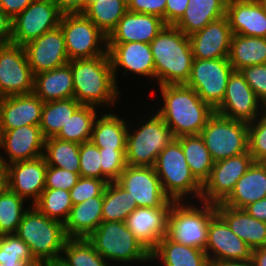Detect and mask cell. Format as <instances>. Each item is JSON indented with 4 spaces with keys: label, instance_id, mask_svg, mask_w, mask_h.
I'll return each instance as SVG.
<instances>
[{
    "label": "cell",
    "instance_id": "1",
    "mask_svg": "<svg viewBox=\"0 0 266 266\" xmlns=\"http://www.w3.org/2000/svg\"><path fill=\"white\" fill-rule=\"evenodd\" d=\"M163 105L155 112L172 131L174 138L200 135L215 110L185 84L159 86Z\"/></svg>",
    "mask_w": 266,
    "mask_h": 266
},
{
    "label": "cell",
    "instance_id": "2",
    "mask_svg": "<svg viewBox=\"0 0 266 266\" xmlns=\"http://www.w3.org/2000/svg\"><path fill=\"white\" fill-rule=\"evenodd\" d=\"M72 70L74 98L81 105L106 108L114 106L121 91L116 83L107 55L69 60ZM119 90V91H118Z\"/></svg>",
    "mask_w": 266,
    "mask_h": 266
},
{
    "label": "cell",
    "instance_id": "3",
    "mask_svg": "<svg viewBox=\"0 0 266 266\" xmlns=\"http://www.w3.org/2000/svg\"><path fill=\"white\" fill-rule=\"evenodd\" d=\"M149 44L158 85L186 84L193 61L189 36L173 25H166Z\"/></svg>",
    "mask_w": 266,
    "mask_h": 266
},
{
    "label": "cell",
    "instance_id": "4",
    "mask_svg": "<svg viewBox=\"0 0 266 266\" xmlns=\"http://www.w3.org/2000/svg\"><path fill=\"white\" fill-rule=\"evenodd\" d=\"M30 205L15 234L28 245L31 255L40 265L60 260L67 239L64 224L48 218Z\"/></svg>",
    "mask_w": 266,
    "mask_h": 266
},
{
    "label": "cell",
    "instance_id": "5",
    "mask_svg": "<svg viewBox=\"0 0 266 266\" xmlns=\"http://www.w3.org/2000/svg\"><path fill=\"white\" fill-rule=\"evenodd\" d=\"M155 172L165 195L174 202H184L191 195L200 200L202 184L192 174L180 143L174 138L157 156ZM183 200V201H182Z\"/></svg>",
    "mask_w": 266,
    "mask_h": 266
},
{
    "label": "cell",
    "instance_id": "6",
    "mask_svg": "<svg viewBox=\"0 0 266 266\" xmlns=\"http://www.w3.org/2000/svg\"><path fill=\"white\" fill-rule=\"evenodd\" d=\"M199 202L201 204L196 206L195 202L189 205L182 202L172 203L166 236L176 243L205 250L209 222L217 211L215 204Z\"/></svg>",
    "mask_w": 266,
    "mask_h": 266
},
{
    "label": "cell",
    "instance_id": "7",
    "mask_svg": "<svg viewBox=\"0 0 266 266\" xmlns=\"http://www.w3.org/2000/svg\"><path fill=\"white\" fill-rule=\"evenodd\" d=\"M87 239L108 262L123 264L151 261L150 252L135 238L125 222H102Z\"/></svg>",
    "mask_w": 266,
    "mask_h": 266
},
{
    "label": "cell",
    "instance_id": "8",
    "mask_svg": "<svg viewBox=\"0 0 266 266\" xmlns=\"http://www.w3.org/2000/svg\"><path fill=\"white\" fill-rule=\"evenodd\" d=\"M148 118L134 130L128 123L126 162L129 166L154 167L159 153L174 139L172 131L156 112Z\"/></svg>",
    "mask_w": 266,
    "mask_h": 266
},
{
    "label": "cell",
    "instance_id": "9",
    "mask_svg": "<svg viewBox=\"0 0 266 266\" xmlns=\"http://www.w3.org/2000/svg\"><path fill=\"white\" fill-rule=\"evenodd\" d=\"M69 60L107 55V36L83 13H66L60 25Z\"/></svg>",
    "mask_w": 266,
    "mask_h": 266
},
{
    "label": "cell",
    "instance_id": "10",
    "mask_svg": "<svg viewBox=\"0 0 266 266\" xmlns=\"http://www.w3.org/2000/svg\"><path fill=\"white\" fill-rule=\"evenodd\" d=\"M200 136L214 161L249 151L248 123L214 113L202 129Z\"/></svg>",
    "mask_w": 266,
    "mask_h": 266
},
{
    "label": "cell",
    "instance_id": "11",
    "mask_svg": "<svg viewBox=\"0 0 266 266\" xmlns=\"http://www.w3.org/2000/svg\"><path fill=\"white\" fill-rule=\"evenodd\" d=\"M234 71L228 58L195 59L186 86L214 110L221 104L229 76Z\"/></svg>",
    "mask_w": 266,
    "mask_h": 266
},
{
    "label": "cell",
    "instance_id": "12",
    "mask_svg": "<svg viewBox=\"0 0 266 266\" xmlns=\"http://www.w3.org/2000/svg\"><path fill=\"white\" fill-rule=\"evenodd\" d=\"M63 13L54 0H34L12 20V42L24 46L60 25Z\"/></svg>",
    "mask_w": 266,
    "mask_h": 266
},
{
    "label": "cell",
    "instance_id": "13",
    "mask_svg": "<svg viewBox=\"0 0 266 266\" xmlns=\"http://www.w3.org/2000/svg\"><path fill=\"white\" fill-rule=\"evenodd\" d=\"M34 74L23 46L0 45V94L5 97L33 93Z\"/></svg>",
    "mask_w": 266,
    "mask_h": 266
},
{
    "label": "cell",
    "instance_id": "14",
    "mask_svg": "<svg viewBox=\"0 0 266 266\" xmlns=\"http://www.w3.org/2000/svg\"><path fill=\"white\" fill-rule=\"evenodd\" d=\"M253 162L249 151L215 161L209 178L202 185L200 201L215 205L222 203Z\"/></svg>",
    "mask_w": 266,
    "mask_h": 266
},
{
    "label": "cell",
    "instance_id": "15",
    "mask_svg": "<svg viewBox=\"0 0 266 266\" xmlns=\"http://www.w3.org/2000/svg\"><path fill=\"white\" fill-rule=\"evenodd\" d=\"M117 182L128 192L137 207H171L154 167L127 165Z\"/></svg>",
    "mask_w": 266,
    "mask_h": 266
},
{
    "label": "cell",
    "instance_id": "16",
    "mask_svg": "<svg viewBox=\"0 0 266 266\" xmlns=\"http://www.w3.org/2000/svg\"><path fill=\"white\" fill-rule=\"evenodd\" d=\"M215 112L233 120L252 122L261 114V101L240 71L229 76L221 104Z\"/></svg>",
    "mask_w": 266,
    "mask_h": 266
},
{
    "label": "cell",
    "instance_id": "17",
    "mask_svg": "<svg viewBox=\"0 0 266 266\" xmlns=\"http://www.w3.org/2000/svg\"><path fill=\"white\" fill-rule=\"evenodd\" d=\"M45 138L39 125H25L12 130H0V148L8 158L0 153L3 166L19 161H28L43 156Z\"/></svg>",
    "mask_w": 266,
    "mask_h": 266
},
{
    "label": "cell",
    "instance_id": "18",
    "mask_svg": "<svg viewBox=\"0 0 266 266\" xmlns=\"http://www.w3.org/2000/svg\"><path fill=\"white\" fill-rule=\"evenodd\" d=\"M204 251L210 261H252L253 249L235 235L225 220L216 213L209 222Z\"/></svg>",
    "mask_w": 266,
    "mask_h": 266
},
{
    "label": "cell",
    "instance_id": "19",
    "mask_svg": "<svg viewBox=\"0 0 266 266\" xmlns=\"http://www.w3.org/2000/svg\"><path fill=\"white\" fill-rule=\"evenodd\" d=\"M23 47L34 75L69 63L64 35L60 27L44 33Z\"/></svg>",
    "mask_w": 266,
    "mask_h": 266
},
{
    "label": "cell",
    "instance_id": "20",
    "mask_svg": "<svg viewBox=\"0 0 266 266\" xmlns=\"http://www.w3.org/2000/svg\"><path fill=\"white\" fill-rule=\"evenodd\" d=\"M107 53L117 83L118 70L155 79V66L150 44L143 42L107 43Z\"/></svg>",
    "mask_w": 266,
    "mask_h": 266
},
{
    "label": "cell",
    "instance_id": "21",
    "mask_svg": "<svg viewBox=\"0 0 266 266\" xmlns=\"http://www.w3.org/2000/svg\"><path fill=\"white\" fill-rule=\"evenodd\" d=\"M4 167L7 188L26 200L32 199L33 205L45 189L48 167L45 158L42 156L34 160L19 161Z\"/></svg>",
    "mask_w": 266,
    "mask_h": 266
},
{
    "label": "cell",
    "instance_id": "22",
    "mask_svg": "<svg viewBox=\"0 0 266 266\" xmlns=\"http://www.w3.org/2000/svg\"><path fill=\"white\" fill-rule=\"evenodd\" d=\"M170 209L171 207H137L125 220L127 228L150 253L167 235Z\"/></svg>",
    "mask_w": 266,
    "mask_h": 266
},
{
    "label": "cell",
    "instance_id": "23",
    "mask_svg": "<svg viewBox=\"0 0 266 266\" xmlns=\"http://www.w3.org/2000/svg\"><path fill=\"white\" fill-rule=\"evenodd\" d=\"M232 35L226 15L210 22L203 29L189 36L193 58H228Z\"/></svg>",
    "mask_w": 266,
    "mask_h": 266
},
{
    "label": "cell",
    "instance_id": "24",
    "mask_svg": "<svg viewBox=\"0 0 266 266\" xmlns=\"http://www.w3.org/2000/svg\"><path fill=\"white\" fill-rule=\"evenodd\" d=\"M166 26L156 15L127 11L107 37V43H150Z\"/></svg>",
    "mask_w": 266,
    "mask_h": 266
},
{
    "label": "cell",
    "instance_id": "25",
    "mask_svg": "<svg viewBox=\"0 0 266 266\" xmlns=\"http://www.w3.org/2000/svg\"><path fill=\"white\" fill-rule=\"evenodd\" d=\"M226 16L233 34L266 38V11L258 0L227 2Z\"/></svg>",
    "mask_w": 266,
    "mask_h": 266
},
{
    "label": "cell",
    "instance_id": "26",
    "mask_svg": "<svg viewBox=\"0 0 266 266\" xmlns=\"http://www.w3.org/2000/svg\"><path fill=\"white\" fill-rule=\"evenodd\" d=\"M44 102L34 93L8 96L2 109L0 130L39 125Z\"/></svg>",
    "mask_w": 266,
    "mask_h": 266
},
{
    "label": "cell",
    "instance_id": "27",
    "mask_svg": "<svg viewBox=\"0 0 266 266\" xmlns=\"http://www.w3.org/2000/svg\"><path fill=\"white\" fill-rule=\"evenodd\" d=\"M266 197V163L253 162L236 182L230 195L221 203L229 207L244 209Z\"/></svg>",
    "mask_w": 266,
    "mask_h": 266
},
{
    "label": "cell",
    "instance_id": "28",
    "mask_svg": "<svg viewBox=\"0 0 266 266\" xmlns=\"http://www.w3.org/2000/svg\"><path fill=\"white\" fill-rule=\"evenodd\" d=\"M217 213L225 220L232 232L252 249L266 246V222L255 219L244 209L216 204Z\"/></svg>",
    "mask_w": 266,
    "mask_h": 266
},
{
    "label": "cell",
    "instance_id": "29",
    "mask_svg": "<svg viewBox=\"0 0 266 266\" xmlns=\"http://www.w3.org/2000/svg\"><path fill=\"white\" fill-rule=\"evenodd\" d=\"M103 196L89 198L73 205L64 230L67 238H88L103 222Z\"/></svg>",
    "mask_w": 266,
    "mask_h": 266
},
{
    "label": "cell",
    "instance_id": "30",
    "mask_svg": "<svg viewBox=\"0 0 266 266\" xmlns=\"http://www.w3.org/2000/svg\"><path fill=\"white\" fill-rule=\"evenodd\" d=\"M33 93L43 102L74 98L70 64L34 75Z\"/></svg>",
    "mask_w": 266,
    "mask_h": 266
},
{
    "label": "cell",
    "instance_id": "31",
    "mask_svg": "<svg viewBox=\"0 0 266 266\" xmlns=\"http://www.w3.org/2000/svg\"><path fill=\"white\" fill-rule=\"evenodd\" d=\"M226 0H189L182 18L174 25L186 36L226 15Z\"/></svg>",
    "mask_w": 266,
    "mask_h": 266
},
{
    "label": "cell",
    "instance_id": "32",
    "mask_svg": "<svg viewBox=\"0 0 266 266\" xmlns=\"http://www.w3.org/2000/svg\"><path fill=\"white\" fill-rule=\"evenodd\" d=\"M150 259H159L162 266H208L210 262L204 250L176 243L167 236L158 242Z\"/></svg>",
    "mask_w": 266,
    "mask_h": 266
},
{
    "label": "cell",
    "instance_id": "33",
    "mask_svg": "<svg viewBox=\"0 0 266 266\" xmlns=\"http://www.w3.org/2000/svg\"><path fill=\"white\" fill-rule=\"evenodd\" d=\"M101 113V116H97L94 121L90 141L105 150H126L128 133L126 120L115 113Z\"/></svg>",
    "mask_w": 266,
    "mask_h": 266
},
{
    "label": "cell",
    "instance_id": "34",
    "mask_svg": "<svg viewBox=\"0 0 266 266\" xmlns=\"http://www.w3.org/2000/svg\"><path fill=\"white\" fill-rule=\"evenodd\" d=\"M228 60L234 71L266 64V38L233 34Z\"/></svg>",
    "mask_w": 266,
    "mask_h": 266
},
{
    "label": "cell",
    "instance_id": "35",
    "mask_svg": "<svg viewBox=\"0 0 266 266\" xmlns=\"http://www.w3.org/2000/svg\"><path fill=\"white\" fill-rule=\"evenodd\" d=\"M181 145L188 166L194 177L203 185L209 178L215 161L200 135L175 138Z\"/></svg>",
    "mask_w": 266,
    "mask_h": 266
},
{
    "label": "cell",
    "instance_id": "36",
    "mask_svg": "<svg viewBox=\"0 0 266 266\" xmlns=\"http://www.w3.org/2000/svg\"><path fill=\"white\" fill-rule=\"evenodd\" d=\"M80 106L75 98L44 102L39 124L44 138L56 137Z\"/></svg>",
    "mask_w": 266,
    "mask_h": 266
},
{
    "label": "cell",
    "instance_id": "37",
    "mask_svg": "<svg viewBox=\"0 0 266 266\" xmlns=\"http://www.w3.org/2000/svg\"><path fill=\"white\" fill-rule=\"evenodd\" d=\"M137 208L128 192L117 182L107 183L103 192V222H125L128 215Z\"/></svg>",
    "mask_w": 266,
    "mask_h": 266
},
{
    "label": "cell",
    "instance_id": "38",
    "mask_svg": "<svg viewBox=\"0 0 266 266\" xmlns=\"http://www.w3.org/2000/svg\"><path fill=\"white\" fill-rule=\"evenodd\" d=\"M80 144L56 137L45 139L43 157L48 166L80 172Z\"/></svg>",
    "mask_w": 266,
    "mask_h": 266
},
{
    "label": "cell",
    "instance_id": "39",
    "mask_svg": "<svg viewBox=\"0 0 266 266\" xmlns=\"http://www.w3.org/2000/svg\"><path fill=\"white\" fill-rule=\"evenodd\" d=\"M98 107L81 105L64 124L56 138L78 144L90 141Z\"/></svg>",
    "mask_w": 266,
    "mask_h": 266
},
{
    "label": "cell",
    "instance_id": "40",
    "mask_svg": "<svg viewBox=\"0 0 266 266\" xmlns=\"http://www.w3.org/2000/svg\"><path fill=\"white\" fill-rule=\"evenodd\" d=\"M126 12L127 0H98L83 14L108 37Z\"/></svg>",
    "mask_w": 266,
    "mask_h": 266
},
{
    "label": "cell",
    "instance_id": "41",
    "mask_svg": "<svg viewBox=\"0 0 266 266\" xmlns=\"http://www.w3.org/2000/svg\"><path fill=\"white\" fill-rule=\"evenodd\" d=\"M60 261L66 266H110L87 238H67Z\"/></svg>",
    "mask_w": 266,
    "mask_h": 266
},
{
    "label": "cell",
    "instance_id": "42",
    "mask_svg": "<svg viewBox=\"0 0 266 266\" xmlns=\"http://www.w3.org/2000/svg\"><path fill=\"white\" fill-rule=\"evenodd\" d=\"M33 205L48 218L63 224L73 206L70 191L64 189H44Z\"/></svg>",
    "mask_w": 266,
    "mask_h": 266
},
{
    "label": "cell",
    "instance_id": "43",
    "mask_svg": "<svg viewBox=\"0 0 266 266\" xmlns=\"http://www.w3.org/2000/svg\"><path fill=\"white\" fill-rule=\"evenodd\" d=\"M0 266H40L16 234L0 235Z\"/></svg>",
    "mask_w": 266,
    "mask_h": 266
},
{
    "label": "cell",
    "instance_id": "44",
    "mask_svg": "<svg viewBox=\"0 0 266 266\" xmlns=\"http://www.w3.org/2000/svg\"><path fill=\"white\" fill-rule=\"evenodd\" d=\"M9 188L0 194V235L15 234L23 214L26 201ZM25 208V209H24Z\"/></svg>",
    "mask_w": 266,
    "mask_h": 266
},
{
    "label": "cell",
    "instance_id": "45",
    "mask_svg": "<svg viewBox=\"0 0 266 266\" xmlns=\"http://www.w3.org/2000/svg\"><path fill=\"white\" fill-rule=\"evenodd\" d=\"M248 147L254 162L266 163V119L259 116L248 123Z\"/></svg>",
    "mask_w": 266,
    "mask_h": 266
},
{
    "label": "cell",
    "instance_id": "46",
    "mask_svg": "<svg viewBox=\"0 0 266 266\" xmlns=\"http://www.w3.org/2000/svg\"><path fill=\"white\" fill-rule=\"evenodd\" d=\"M102 180L115 182L127 166L126 150H105L100 148Z\"/></svg>",
    "mask_w": 266,
    "mask_h": 266
},
{
    "label": "cell",
    "instance_id": "47",
    "mask_svg": "<svg viewBox=\"0 0 266 266\" xmlns=\"http://www.w3.org/2000/svg\"><path fill=\"white\" fill-rule=\"evenodd\" d=\"M80 155V177L98 178L102 180L100 148L91 141L81 143Z\"/></svg>",
    "mask_w": 266,
    "mask_h": 266
},
{
    "label": "cell",
    "instance_id": "48",
    "mask_svg": "<svg viewBox=\"0 0 266 266\" xmlns=\"http://www.w3.org/2000/svg\"><path fill=\"white\" fill-rule=\"evenodd\" d=\"M107 185L105 180L90 177H80L78 182L70 190L71 201L73 205L96 196H103Z\"/></svg>",
    "mask_w": 266,
    "mask_h": 266
},
{
    "label": "cell",
    "instance_id": "49",
    "mask_svg": "<svg viewBox=\"0 0 266 266\" xmlns=\"http://www.w3.org/2000/svg\"><path fill=\"white\" fill-rule=\"evenodd\" d=\"M80 174L61 168L48 166L46 170L45 189H64L70 191L78 182Z\"/></svg>",
    "mask_w": 266,
    "mask_h": 266
},
{
    "label": "cell",
    "instance_id": "50",
    "mask_svg": "<svg viewBox=\"0 0 266 266\" xmlns=\"http://www.w3.org/2000/svg\"><path fill=\"white\" fill-rule=\"evenodd\" d=\"M246 82L262 102L266 99V64L252 65L240 70Z\"/></svg>",
    "mask_w": 266,
    "mask_h": 266
},
{
    "label": "cell",
    "instance_id": "51",
    "mask_svg": "<svg viewBox=\"0 0 266 266\" xmlns=\"http://www.w3.org/2000/svg\"><path fill=\"white\" fill-rule=\"evenodd\" d=\"M166 0H127V11L156 15L165 22Z\"/></svg>",
    "mask_w": 266,
    "mask_h": 266
},
{
    "label": "cell",
    "instance_id": "52",
    "mask_svg": "<svg viewBox=\"0 0 266 266\" xmlns=\"http://www.w3.org/2000/svg\"><path fill=\"white\" fill-rule=\"evenodd\" d=\"M189 0H166L165 23L175 25L184 15Z\"/></svg>",
    "mask_w": 266,
    "mask_h": 266
},
{
    "label": "cell",
    "instance_id": "53",
    "mask_svg": "<svg viewBox=\"0 0 266 266\" xmlns=\"http://www.w3.org/2000/svg\"><path fill=\"white\" fill-rule=\"evenodd\" d=\"M34 0H0V8L13 20Z\"/></svg>",
    "mask_w": 266,
    "mask_h": 266
},
{
    "label": "cell",
    "instance_id": "54",
    "mask_svg": "<svg viewBox=\"0 0 266 266\" xmlns=\"http://www.w3.org/2000/svg\"><path fill=\"white\" fill-rule=\"evenodd\" d=\"M12 42V19L0 8V45Z\"/></svg>",
    "mask_w": 266,
    "mask_h": 266
},
{
    "label": "cell",
    "instance_id": "55",
    "mask_svg": "<svg viewBox=\"0 0 266 266\" xmlns=\"http://www.w3.org/2000/svg\"><path fill=\"white\" fill-rule=\"evenodd\" d=\"M59 10L63 13H83L85 11V0H54Z\"/></svg>",
    "mask_w": 266,
    "mask_h": 266
},
{
    "label": "cell",
    "instance_id": "56",
    "mask_svg": "<svg viewBox=\"0 0 266 266\" xmlns=\"http://www.w3.org/2000/svg\"><path fill=\"white\" fill-rule=\"evenodd\" d=\"M244 210L255 219L266 222V197L249 204Z\"/></svg>",
    "mask_w": 266,
    "mask_h": 266
},
{
    "label": "cell",
    "instance_id": "57",
    "mask_svg": "<svg viewBox=\"0 0 266 266\" xmlns=\"http://www.w3.org/2000/svg\"><path fill=\"white\" fill-rule=\"evenodd\" d=\"M252 264L253 266H266V246L253 249Z\"/></svg>",
    "mask_w": 266,
    "mask_h": 266
},
{
    "label": "cell",
    "instance_id": "58",
    "mask_svg": "<svg viewBox=\"0 0 266 266\" xmlns=\"http://www.w3.org/2000/svg\"><path fill=\"white\" fill-rule=\"evenodd\" d=\"M208 266H253L252 261L218 260L210 261Z\"/></svg>",
    "mask_w": 266,
    "mask_h": 266
},
{
    "label": "cell",
    "instance_id": "59",
    "mask_svg": "<svg viewBox=\"0 0 266 266\" xmlns=\"http://www.w3.org/2000/svg\"><path fill=\"white\" fill-rule=\"evenodd\" d=\"M7 188L6 169L0 164V194Z\"/></svg>",
    "mask_w": 266,
    "mask_h": 266
},
{
    "label": "cell",
    "instance_id": "60",
    "mask_svg": "<svg viewBox=\"0 0 266 266\" xmlns=\"http://www.w3.org/2000/svg\"><path fill=\"white\" fill-rule=\"evenodd\" d=\"M41 266H66V265L63 264L60 260H58V261H51V262L44 263Z\"/></svg>",
    "mask_w": 266,
    "mask_h": 266
},
{
    "label": "cell",
    "instance_id": "61",
    "mask_svg": "<svg viewBox=\"0 0 266 266\" xmlns=\"http://www.w3.org/2000/svg\"><path fill=\"white\" fill-rule=\"evenodd\" d=\"M260 117L266 119V99L261 102V114Z\"/></svg>",
    "mask_w": 266,
    "mask_h": 266
},
{
    "label": "cell",
    "instance_id": "62",
    "mask_svg": "<svg viewBox=\"0 0 266 266\" xmlns=\"http://www.w3.org/2000/svg\"><path fill=\"white\" fill-rule=\"evenodd\" d=\"M5 98H6L5 96L0 94V126H1V121H2V109H3Z\"/></svg>",
    "mask_w": 266,
    "mask_h": 266
},
{
    "label": "cell",
    "instance_id": "63",
    "mask_svg": "<svg viewBox=\"0 0 266 266\" xmlns=\"http://www.w3.org/2000/svg\"><path fill=\"white\" fill-rule=\"evenodd\" d=\"M98 0H85V10L94 2H97Z\"/></svg>",
    "mask_w": 266,
    "mask_h": 266
},
{
    "label": "cell",
    "instance_id": "64",
    "mask_svg": "<svg viewBox=\"0 0 266 266\" xmlns=\"http://www.w3.org/2000/svg\"><path fill=\"white\" fill-rule=\"evenodd\" d=\"M266 11V0H258Z\"/></svg>",
    "mask_w": 266,
    "mask_h": 266
},
{
    "label": "cell",
    "instance_id": "65",
    "mask_svg": "<svg viewBox=\"0 0 266 266\" xmlns=\"http://www.w3.org/2000/svg\"><path fill=\"white\" fill-rule=\"evenodd\" d=\"M227 2H230V1H242V0H226Z\"/></svg>",
    "mask_w": 266,
    "mask_h": 266
}]
</instances>
